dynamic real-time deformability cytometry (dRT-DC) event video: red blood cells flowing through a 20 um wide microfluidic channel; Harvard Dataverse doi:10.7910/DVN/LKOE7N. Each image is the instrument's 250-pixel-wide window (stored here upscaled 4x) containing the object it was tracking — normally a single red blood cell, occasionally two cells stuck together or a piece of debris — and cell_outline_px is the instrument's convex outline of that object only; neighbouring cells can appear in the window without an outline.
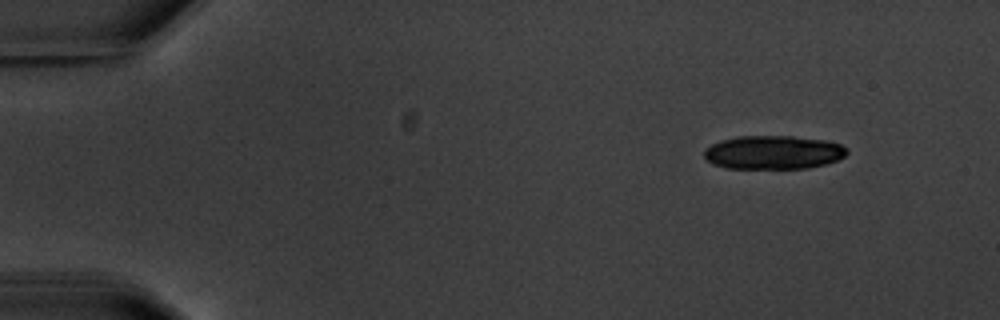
{"species": "common noctule bat (a hibernating species)", "species_latin": "Nyctalus noctula", "temperature_condition": "warm", "stored_images_in_passage": 4, "camera_frame_rate_fps": 3000, "um_per_image_px": 0.085, "animal": {"sex": "male", "body_mass_g": 20.1, "forearm_length_mm": 53.5}, "frame": {"image": 1, "passage_image": 1, "time_ms": 0.0, "image_size_px": [1000, 320], "cell_outline_px": [[848, 152], [844, 156], [836, 160], [824, 164], [808, 168], [724, 168], [712, 164], [704, 156], [704, 148], [720, 140], [736, 136], [792, 136], [828, 140], [840, 144], [848, 148]], "centroid_in_image_um": [65.72, 12.94], "position_along_channel_um": 19.3, "area_um2": 28.15}}